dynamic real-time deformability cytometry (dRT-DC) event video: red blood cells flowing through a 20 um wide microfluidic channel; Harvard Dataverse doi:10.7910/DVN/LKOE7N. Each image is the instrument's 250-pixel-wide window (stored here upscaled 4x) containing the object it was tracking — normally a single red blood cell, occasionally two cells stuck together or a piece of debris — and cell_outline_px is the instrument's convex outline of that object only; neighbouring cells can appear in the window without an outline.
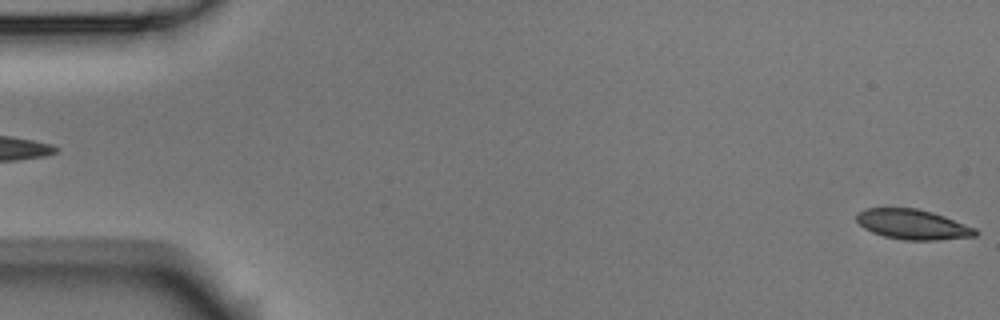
{"species": "Egyptian fruit bat (a non-hibernating species)", "species_latin": "Rousettus aegyptiacus", "temperature_condition": "room temperature", "stored_images_in_passage": 5, "camera_frame_rate_fps": 3000, "um_per_image_px": 0.085, "animal": {"sex": "male"}, "frame": {"image": 1, "passage_image": 5, "time_ms": 1.333, "image_size_px": [1000, 320], "cell_outline_px": [[980, 232], [976, 236], [936, 240], [904, 240], [884, 236], [872, 232], [864, 228], [856, 220], [856, 212], [864, 208], [916, 208], [932, 212], [944, 216], [976, 228]], "centroid_in_image_um": [77.58, 19.07], "position_along_channel_um": 7.4, "area_um2": 20.87}}